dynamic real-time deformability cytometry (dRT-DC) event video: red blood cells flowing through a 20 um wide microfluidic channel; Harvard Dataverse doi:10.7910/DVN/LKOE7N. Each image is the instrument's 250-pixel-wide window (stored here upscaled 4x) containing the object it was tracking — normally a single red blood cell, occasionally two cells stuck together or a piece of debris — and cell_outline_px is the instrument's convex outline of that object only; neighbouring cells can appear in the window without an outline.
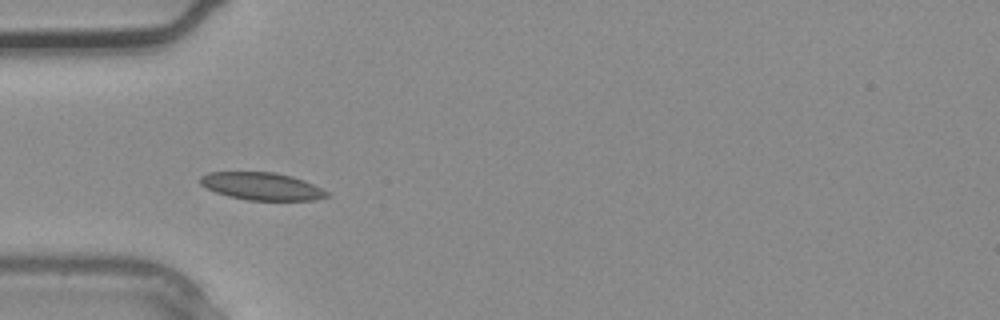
{"species": "common noctule bat (a hibernating species)", "species_latin": "Nyctalus noctula", "temperature_condition": "warm", "stored_images_in_passage": 3, "camera_frame_rate_fps": 3000, "um_per_image_px": 0.085, "animal": {"sex": "male", "body_mass_g": 20.4}, "frame": {"image": 1, "passage_image": 3, "time_ms": 0.667, "image_size_px": [1000, 320], "cell_outline_px": [[332, 196], [312, 200], [248, 200], [228, 196], [216, 192], [200, 184], [200, 176], [208, 172], [276, 172], [292, 176], [304, 180], [328, 192]], "centroid_in_image_um": [22.26, 15.83], "position_along_channel_um": 62.7, "area_um2": 20.29}}